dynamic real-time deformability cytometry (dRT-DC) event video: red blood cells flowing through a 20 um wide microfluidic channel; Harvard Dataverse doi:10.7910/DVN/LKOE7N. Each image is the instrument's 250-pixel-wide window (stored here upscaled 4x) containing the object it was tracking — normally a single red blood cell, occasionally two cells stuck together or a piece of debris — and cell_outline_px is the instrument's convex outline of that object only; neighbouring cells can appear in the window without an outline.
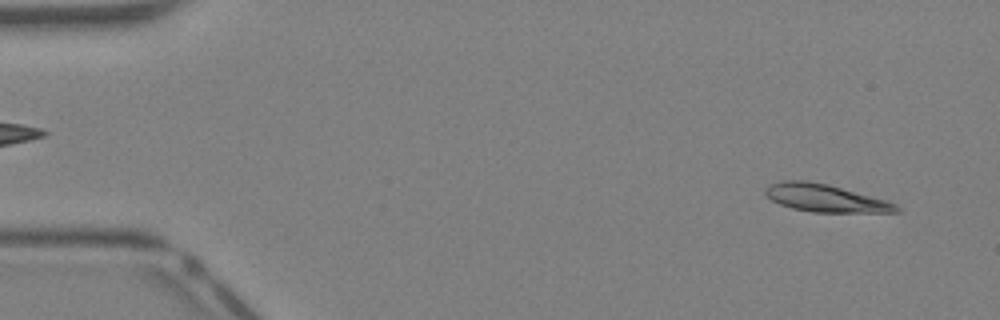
{"species": "Egyptian fruit bat (a non-hibernating species)", "species_latin": "Rousettus aegyptiacus", "temperature_condition": "warm", "stored_images_in_passage": 39, "camera_frame_rate_fps": 3000, "um_per_image_px": 0.085, "animal": {"sex": "female"}, "frame": {"image": 1, "passage_image": 2, "time_ms": 0.333, "image_size_px": [1000, 320], "cell_outline_px": [[900, 212], [812, 212], [792, 208], [780, 204], [772, 200], [764, 192], [764, 188], [768, 184], [784, 180], [804, 180], [828, 184], [884, 200], [896, 204], [900, 208]], "centroid_in_image_um": [70.1, 16.83], "position_along_channel_um": 14.9, "area_um2": 20.87}}
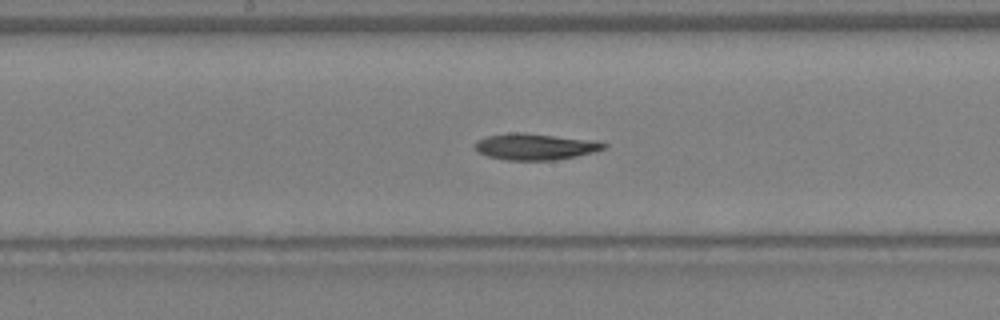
{"frame": {"image": 2, "passage_image": 20, "time_ms": 6.333, "image_size_px": [1000, 320], "cell_outline_px": [[608, 148], [576, 156], [556, 160], [508, 160], [488, 156], [476, 152], [476, 140], [488, 136], [512, 132], [524, 132], [596, 140], [608, 144]], "centroid_in_image_um": [45.53, 12.45], "position_along_channel_um": 202.7, "area_um2": 19.94}}
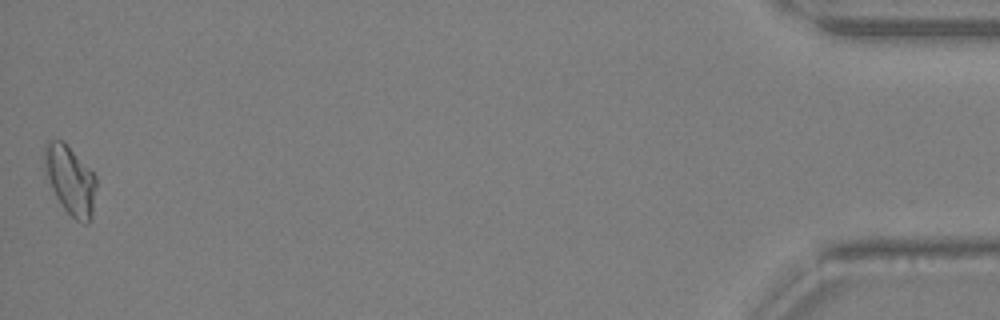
{"frame": {"image": 3, "passage_image": 39, "time_ms": 12.667, "image_size_px": [1000, 320], "cell_outline_px": [[96, 188], [92, 216], [88, 224], [84, 224], [76, 220], [64, 208], [56, 196], [52, 188], [44, 168], [44, 144], [48, 140], [64, 140], [96, 176]], "centroid_in_image_um": [5.98, 15.29], "position_along_channel_um": 429.2, "area_um2": 20.75}}